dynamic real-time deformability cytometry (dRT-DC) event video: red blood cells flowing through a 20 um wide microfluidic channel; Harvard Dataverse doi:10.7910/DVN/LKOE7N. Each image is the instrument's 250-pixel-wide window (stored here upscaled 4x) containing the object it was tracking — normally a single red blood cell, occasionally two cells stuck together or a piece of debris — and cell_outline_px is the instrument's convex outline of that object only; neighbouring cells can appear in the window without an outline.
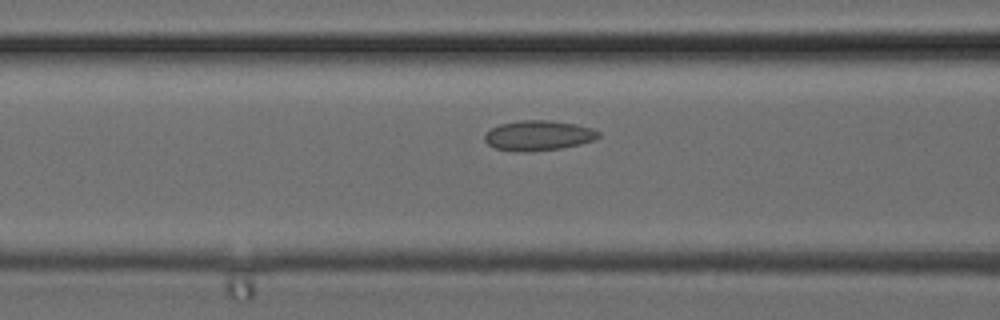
{"species": "common noctule bat (a hibernating species)", "species_latin": "Nyctalus noctula", "temperature_condition": "cold", "stored_images_in_passage": 35, "camera_frame_rate_fps": 3000, "um_per_image_px": 0.085, "animal": {"sex": "female", "body_mass_g": 24.6, "forearm_length_mm": 56.2}, "frame": {"image": 1, "passage_image": 14, "time_ms": 4.333, "image_size_px": [1000, 320], "cell_outline_px": [[600, 136], [596, 140], [580, 144], [560, 148], [528, 152], [524, 152], [496, 148], [488, 144], [484, 140], [484, 136], [492, 128], [500, 124], [524, 120], [548, 120], [576, 124], [592, 128], [600, 132]], "centroid_in_image_um": [45.8, 11.52], "position_along_channel_um": 120.8, "area_um2": 19.83}}
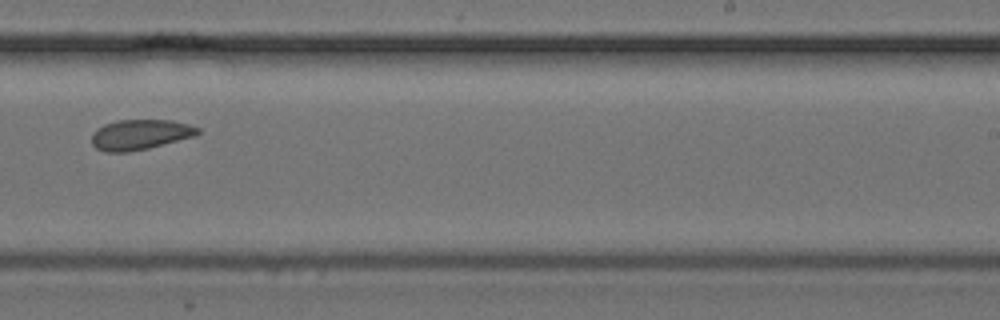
{"frame": {"image": 2, "passage_image": 22, "time_ms": 7.0, "image_size_px": [1000, 320], "cell_outline_px": [[200, 132], [196, 136], [148, 148], [128, 152], [104, 152], [96, 148], [92, 144], [92, 132], [96, 128], [104, 124], [116, 120], [172, 120], [188, 124], [200, 128]], "centroid_in_image_um": [11.9, 11.44], "position_along_channel_um": 277.1, "area_um2": 18.84}}
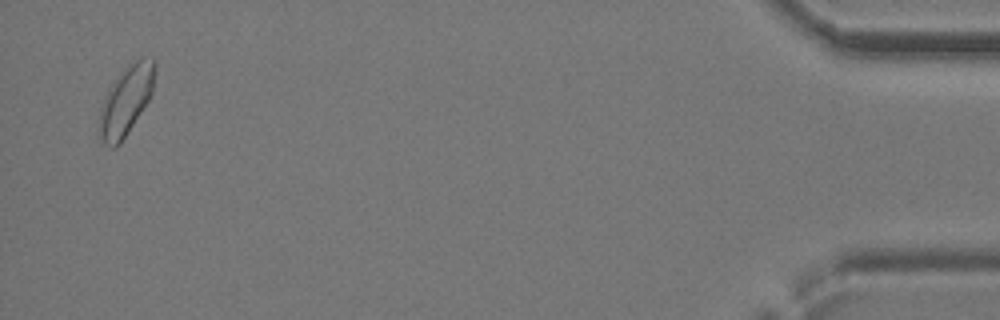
{"frame": {"image": 3, "passage_image": 34, "time_ms": 11.0, "image_size_px": [1000, 320], "cell_outline_px": [[156, 72], [152, 92], [148, 100], [120, 144], [116, 148], [112, 148], [104, 144], [96, 136], [96, 128], [104, 96], [108, 88], [124, 68], [128, 64], [144, 56], [156, 60]], "centroid_in_image_um": [10.67, 8.57], "position_along_channel_um": 424.5, "area_um2": 22.83}}